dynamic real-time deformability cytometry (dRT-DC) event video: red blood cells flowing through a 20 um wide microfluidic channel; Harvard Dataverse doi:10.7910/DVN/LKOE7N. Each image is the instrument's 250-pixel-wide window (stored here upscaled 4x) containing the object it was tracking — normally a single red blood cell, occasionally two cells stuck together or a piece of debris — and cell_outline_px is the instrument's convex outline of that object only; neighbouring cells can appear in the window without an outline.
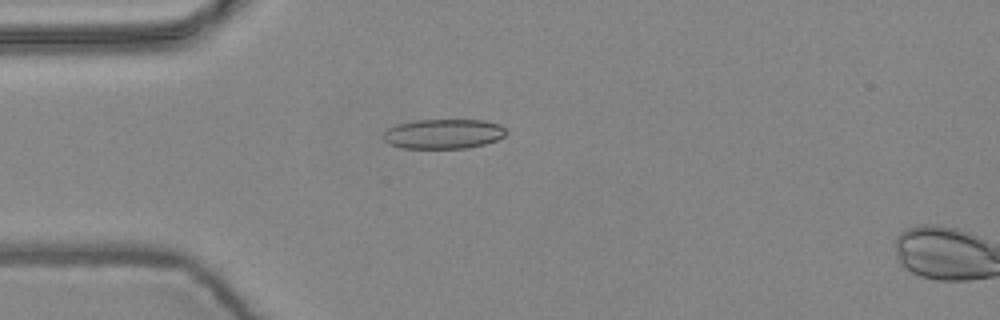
{"species": "common noctule bat (a hibernating species)", "species_latin": "Nyctalus noctula", "temperature_condition": "warm", "stored_images_in_passage": 6, "camera_frame_rate_fps": 3000, "um_per_image_px": 0.085, "animal": {"sex": "female", "body_mass_g": 24.6, "forearm_length_mm": 56.2}, "frame": {"image": 1, "passage_image": 5, "time_ms": 1.333, "image_size_px": [1000, 320], "cell_outline_px": [[508, 132], [504, 136], [496, 140], [484, 144], [468, 148], [400, 148], [388, 144], [380, 136], [388, 128], [396, 124], [416, 120], [484, 120], [500, 124]], "centroid_in_image_um": [37.66, 11.38], "position_along_channel_um": 47.3, "area_um2": 21.5}}